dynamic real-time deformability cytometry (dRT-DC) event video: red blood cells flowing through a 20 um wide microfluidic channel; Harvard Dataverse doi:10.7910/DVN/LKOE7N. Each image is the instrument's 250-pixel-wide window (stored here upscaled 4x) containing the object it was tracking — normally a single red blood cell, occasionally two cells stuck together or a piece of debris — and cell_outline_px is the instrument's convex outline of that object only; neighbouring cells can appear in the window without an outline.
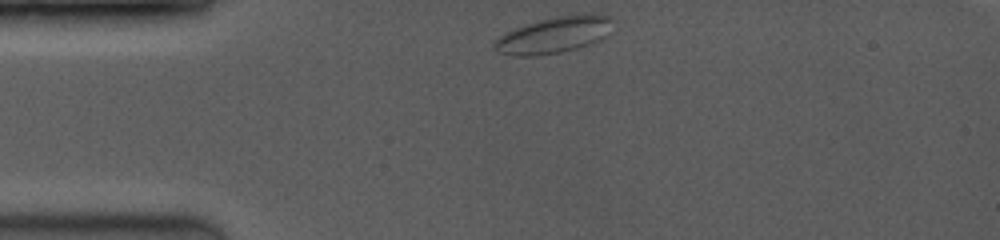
{"species": "common noctule bat (a hibernating species)", "species_latin": "Nyctalus noctula", "temperature_condition": "room temperature", "stored_images_in_passage": 41, "camera_frame_rate_fps": 3500, "um_per_image_px": 0.085, "animal": {"sex": "female", "body_mass_g": 19.0, "forearm_length_mm": 53.3}, "frame": {"image": 1, "passage_image": 1, "time_ms": 0.0, "image_size_px": [1000, 240], "cell_outline_px": [[608, 20], [604, 36], [588, 44], [576, 48], [560, 52], [536, 56], [512, 56], [500, 52], [492, 44], [504, 32], [536, 20], [552, 16], [584, 12], [588, 12], [608, 16]], "centroid_in_image_um": [46.98, 2.95], "position_along_channel_um": 38.0, "area_um2": 24.74}}
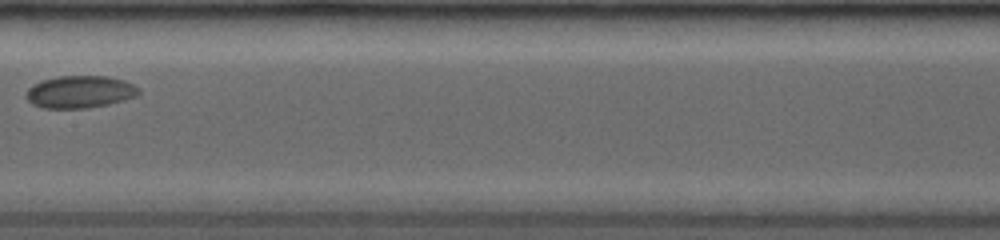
{"frame": {"image": 2, "passage_image": 19, "time_ms": 5.143, "image_size_px": [1000, 240], "cell_outline_px": [[140, 92], [136, 96], [124, 100], [108, 104], [88, 108], [44, 108], [32, 104], [24, 96], [28, 88], [32, 84], [40, 80], [56, 76], [108, 76], [124, 80], [140, 88]], "centroid_in_image_um": [6.77, 7.8], "position_along_channel_um": 200.6, "area_um2": 21.44}}
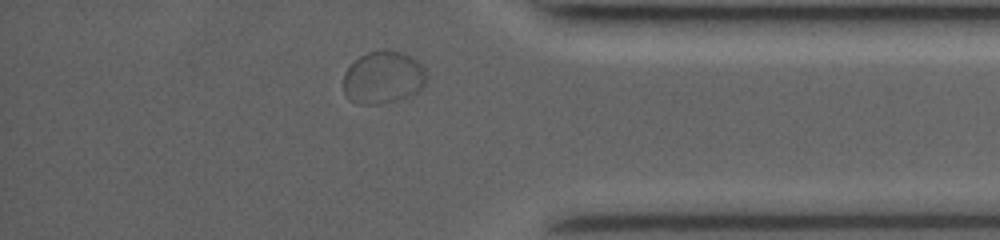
{"frame": {"image": 3, "passage_image": 36, "time_ms": 10.571, "image_size_px": [1000, 240], "cell_outline_px": [[428, 80], [412, 96], [380, 104], [356, 104], [348, 100], [344, 96], [344, 72], [360, 56], [368, 52], [388, 48], [412, 56], [424, 68], [428, 76]], "centroid_in_image_um": [32.57, 6.59], "position_along_channel_um": 402.6, "area_um2": 25.84}, "authors_computed_cell_mechanics": {"area_um2": 21.097, "velocity_mm_per_s": 3.8074, "shape_relaxation_time_tau1_ms": 1.0312, "shape_relaxation_time_tau2_ms": null, "deformation_change_tau1": 0.0345, "deformation_change_tau2": null}}